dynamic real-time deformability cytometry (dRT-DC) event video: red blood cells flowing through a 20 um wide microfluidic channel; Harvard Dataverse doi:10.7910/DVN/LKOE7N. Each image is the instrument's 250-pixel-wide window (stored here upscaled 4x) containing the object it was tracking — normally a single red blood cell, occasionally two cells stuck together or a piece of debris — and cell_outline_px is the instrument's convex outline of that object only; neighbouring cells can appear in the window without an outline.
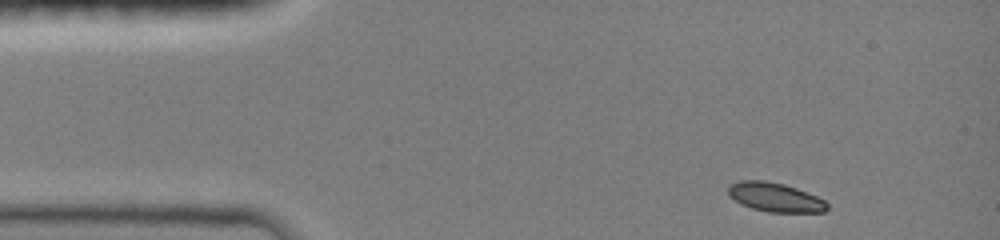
{"species": "common noctule bat (a hibernating species)", "species_latin": "Nyctalus noctula", "temperature_condition": "room temperature", "stored_images_in_passage": 40, "camera_frame_rate_fps": 3000, "um_per_image_px": 0.085, "animal": {"sex": "female", "body_mass_g": 19.0, "forearm_length_mm": 51.5}, "frame": {"image": 1, "passage_image": 1, "time_ms": 0.0, "image_size_px": [1000, 240], "cell_outline_px": [[828, 208], [824, 212], [768, 212], [752, 208], [740, 204], [728, 196], [728, 188], [732, 184], [740, 180], [764, 180], [784, 184], [796, 188], [816, 196], [824, 200], [828, 204]], "centroid_in_image_um": [65.86, 16.77], "position_along_channel_um": 19.1, "area_um2": 16.76}}
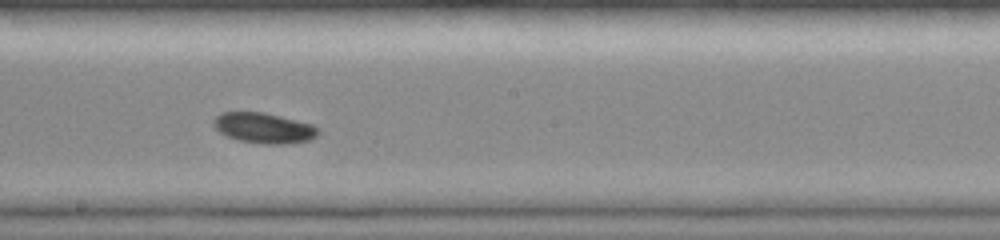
{"frame": {"image": 2, "passage_image": 22, "time_ms": 7.0, "image_size_px": [1000, 240], "cell_outline_px": [[320, 132], [316, 136], [308, 140], [284, 144], [264, 144], [240, 140], [228, 136], [220, 132], [212, 124], [212, 120], [220, 112], [264, 112], [312, 124], [320, 128]], "centroid_in_image_um": [22.43, 10.87], "position_along_channel_um": 225.8, "area_um2": 18.5}}
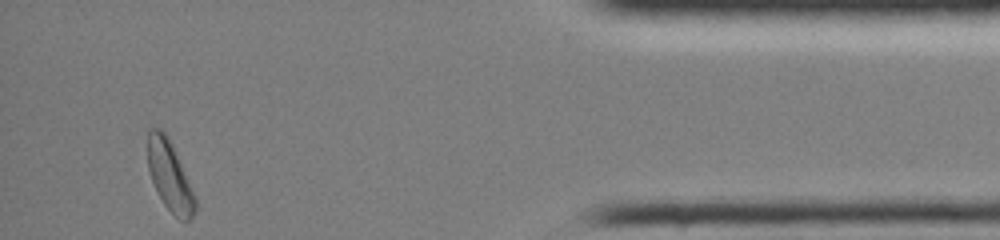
{"frame": {"image": 3, "passage_image": 40, "time_ms": 13.0, "image_size_px": [1000, 240], "cell_outline_px": [[196, 208], [192, 216], [188, 220], [180, 220], [164, 204], [152, 180], [148, 168], [148, 128], [160, 128], [168, 136], [172, 144], [196, 200]], "centroid_in_image_um": [14.41, 14.92], "position_along_channel_um": 420.8, "area_um2": 18.73}, "authors_computed_cell_mechanics": {"area_um2": 17.6868, "velocity_mm_per_s": 4.0129, "shape_relaxation_time_tau1_ms": 9.5122, "shape_relaxation_time_tau2_ms": null, "deformation_change_tau1": 0.1527, "deformation_change_tau2": null}}